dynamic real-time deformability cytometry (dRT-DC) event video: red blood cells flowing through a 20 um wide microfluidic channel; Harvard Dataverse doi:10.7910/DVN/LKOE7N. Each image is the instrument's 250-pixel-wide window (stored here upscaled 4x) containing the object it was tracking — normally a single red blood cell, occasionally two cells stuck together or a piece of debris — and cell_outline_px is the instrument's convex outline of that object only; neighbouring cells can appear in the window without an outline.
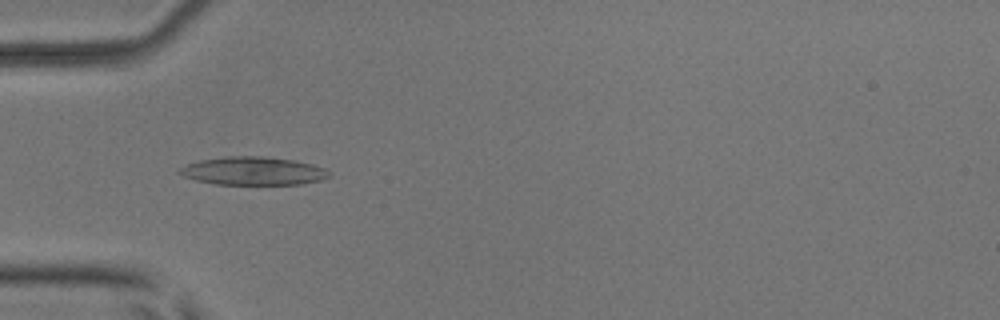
{"species": "common noctule bat (a hibernating species)", "species_latin": "Nyctalus noctula", "temperature_condition": "room temperature", "stored_images_in_passage": 7, "camera_frame_rate_fps": 3000, "um_per_image_px": 0.085, "animal": {"sex": "male", "body_mass_g": 17.9, "forearm_length_mm": 54.2}, "frame": {"image": 1, "passage_image": 5, "time_ms": 1.333, "image_size_px": [1000, 320], "cell_outline_px": [[328, 176], [320, 180], [300, 184], [216, 184], [196, 180], [184, 176], [176, 172], [180, 168], [188, 164], [200, 160], [224, 156], [264, 156], [292, 160], [312, 164], [324, 168], [328, 172]], "centroid_in_image_um": [21.48, 14.52], "position_along_channel_um": 63.5, "area_um2": 24.33}}
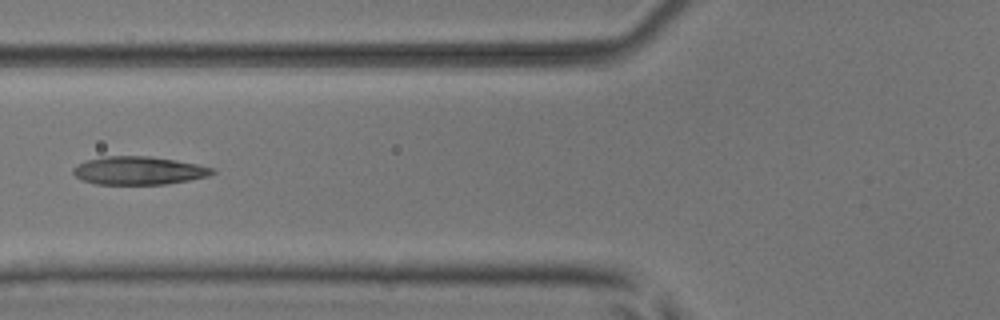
{"frame": {"image": 2, "passage_image": 6, "time_ms": 1.667, "image_size_px": [1000, 320], "cell_outline_px": [[216, 172], [208, 176], [188, 180], [164, 184], [96, 184], [80, 180], [72, 172], [72, 168], [76, 164], [84, 160], [104, 156], [152, 156], [176, 160], [216, 168]], "centroid_in_image_um": [11.75, 14.49], "position_along_channel_um": 114.0, "area_um2": 23.06}}
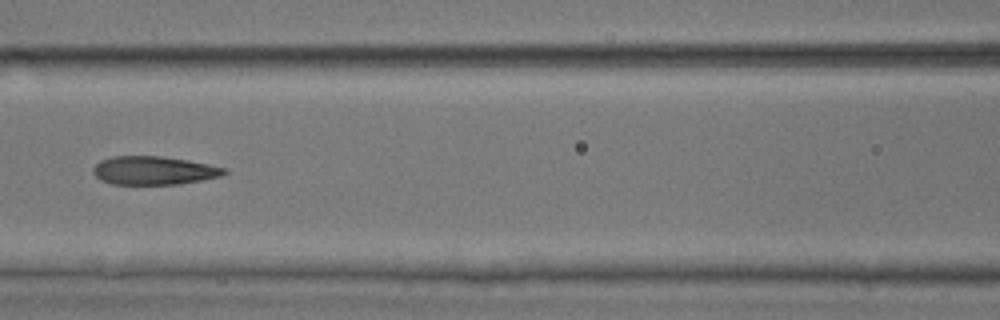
{"frame": {"image": 3, "passage_image": 7, "time_ms": 2.0, "image_size_px": [1000, 320], "cell_outline_px": [[228, 172], [220, 176], [180, 184], [112, 184], [100, 180], [92, 172], [92, 168], [100, 160], [112, 156], [160, 156], [188, 160], [228, 168]], "centroid_in_image_um": [13.06, 14.49], "position_along_channel_um": 153.5, "area_um2": 21.79}}